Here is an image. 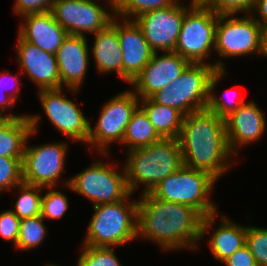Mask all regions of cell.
<instances>
[{"instance_id": "cell-17", "label": "cell", "mask_w": 267, "mask_h": 266, "mask_svg": "<svg viewBox=\"0 0 267 266\" xmlns=\"http://www.w3.org/2000/svg\"><path fill=\"white\" fill-rule=\"evenodd\" d=\"M89 50L85 36L68 34L64 39L56 53L61 88L79 92L90 65Z\"/></svg>"}, {"instance_id": "cell-13", "label": "cell", "mask_w": 267, "mask_h": 266, "mask_svg": "<svg viewBox=\"0 0 267 266\" xmlns=\"http://www.w3.org/2000/svg\"><path fill=\"white\" fill-rule=\"evenodd\" d=\"M99 1L54 0L51 12L68 34L82 36H86V33L95 34L104 29L114 17L112 0H105L110 7V13L100 5Z\"/></svg>"}, {"instance_id": "cell-10", "label": "cell", "mask_w": 267, "mask_h": 266, "mask_svg": "<svg viewBox=\"0 0 267 266\" xmlns=\"http://www.w3.org/2000/svg\"><path fill=\"white\" fill-rule=\"evenodd\" d=\"M139 97L133 90L118 93L101 107L100 115L93 128L89 123L88 145L109 156L107 150L114 142L122 143L127 124L139 107Z\"/></svg>"}, {"instance_id": "cell-14", "label": "cell", "mask_w": 267, "mask_h": 266, "mask_svg": "<svg viewBox=\"0 0 267 266\" xmlns=\"http://www.w3.org/2000/svg\"><path fill=\"white\" fill-rule=\"evenodd\" d=\"M64 87L38 90L44 114L59 132L72 141L88 143L90 120L85 117L71 98L65 96Z\"/></svg>"}, {"instance_id": "cell-8", "label": "cell", "mask_w": 267, "mask_h": 266, "mask_svg": "<svg viewBox=\"0 0 267 266\" xmlns=\"http://www.w3.org/2000/svg\"><path fill=\"white\" fill-rule=\"evenodd\" d=\"M31 132L28 135L22 159V179L24 183L40 187H56L65 170L68 144L65 142L28 145L31 136L37 133L39 114L28 115Z\"/></svg>"}, {"instance_id": "cell-5", "label": "cell", "mask_w": 267, "mask_h": 266, "mask_svg": "<svg viewBox=\"0 0 267 266\" xmlns=\"http://www.w3.org/2000/svg\"><path fill=\"white\" fill-rule=\"evenodd\" d=\"M218 14L198 1L184 16L183 24L174 51L190 63L212 65L215 70H226L224 62L206 60L215 48Z\"/></svg>"}, {"instance_id": "cell-42", "label": "cell", "mask_w": 267, "mask_h": 266, "mask_svg": "<svg viewBox=\"0 0 267 266\" xmlns=\"http://www.w3.org/2000/svg\"><path fill=\"white\" fill-rule=\"evenodd\" d=\"M5 119L6 117L0 113V123H2Z\"/></svg>"}, {"instance_id": "cell-36", "label": "cell", "mask_w": 267, "mask_h": 266, "mask_svg": "<svg viewBox=\"0 0 267 266\" xmlns=\"http://www.w3.org/2000/svg\"><path fill=\"white\" fill-rule=\"evenodd\" d=\"M54 0H16L13 12L19 17L52 10Z\"/></svg>"}, {"instance_id": "cell-28", "label": "cell", "mask_w": 267, "mask_h": 266, "mask_svg": "<svg viewBox=\"0 0 267 266\" xmlns=\"http://www.w3.org/2000/svg\"><path fill=\"white\" fill-rule=\"evenodd\" d=\"M45 219L41 215L20 219L18 241L15 248L23 251L39 247L47 235Z\"/></svg>"}, {"instance_id": "cell-16", "label": "cell", "mask_w": 267, "mask_h": 266, "mask_svg": "<svg viewBox=\"0 0 267 266\" xmlns=\"http://www.w3.org/2000/svg\"><path fill=\"white\" fill-rule=\"evenodd\" d=\"M17 37L16 61L28 79L39 86L38 90L61 88L56 55Z\"/></svg>"}, {"instance_id": "cell-7", "label": "cell", "mask_w": 267, "mask_h": 266, "mask_svg": "<svg viewBox=\"0 0 267 266\" xmlns=\"http://www.w3.org/2000/svg\"><path fill=\"white\" fill-rule=\"evenodd\" d=\"M215 71L210 64L190 63L177 79L149 98L155 103L179 110L184 116L205 109L209 81Z\"/></svg>"}, {"instance_id": "cell-29", "label": "cell", "mask_w": 267, "mask_h": 266, "mask_svg": "<svg viewBox=\"0 0 267 266\" xmlns=\"http://www.w3.org/2000/svg\"><path fill=\"white\" fill-rule=\"evenodd\" d=\"M177 0H112L114 16L132 20L144 12L164 8Z\"/></svg>"}, {"instance_id": "cell-32", "label": "cell", "mask_w": 267, "mask_h": 266, "mask_svg": "<svg viewBox=\"0 0 267 266\" xmlns=\"http://www.w3.org/2000/svg\"><path fill=\"white\" fill-rule=\"evenodd\" d=\"M22 159L0 157V192L13 190L23 182L22 179Z\"/></svg>"}, {"instance_id": "cell-20", "label": "cell", "mask_w": 267, "mask_h": 266, "mask_svg": "<svg viewBox=\"0 0 267 266\" xmlns=\"http://www.w3.org/2000/svg\"><path fill=\"white\" fill-rule=\"evenodd\" d=\"M18 35L39 49L56 55L68 32L55 20L51 11L21 16Z\"/></svg>"}, {"instance_id": "cell-3", "label": "cell", "mask_w": 267, "mask_h": 266, "mask_svg": "<svg viewBox=\"0 0 267 266\" xmlns=\"http://www.w3.org/2000/svg\"><path fill=\"white\" fill-rule=\"evenodd\" d=\"M126 156L123 166L131 194L142 184V194L150 193L159 182L184 165L176 138H163L149 146L127 150Z\"/></svg>"}, {"instance_id": "cell-23", "label": "cell", "mask_w": 267, "mask_h": 266, "mask_svg": "<svg viewBox=\"0 0 267 266\" xmlns=\"http://www.w3.org/2000/svg\"><path fill=\"white\" fill-rule=\"evenodd\" d=\"M31 123L27 114L0 123V157L23 158Z\"/></svg>"}, {"instance_id": "cell-9", "label": "cell", "mask_w": 267, "mask_h": 266, "mask_svg": "<svg viewBox=\"0 0 267 266\" xmlns=\"http://www.w3.org/2000/svg\"><path fill=\"white\" fill-rule=\"evenodd\" d=\"M116 167V168H115ZM117 166L96 160L89 167L64 181V186L93 202L99 204L115 203L125 200L130 194L124 166L118 172Z\"/></svg>"}, {"instance_id": "cell-31", "label": "cell", "mask_w": 267, "mask_h": 266, "mask_svg": "<svg viewBox=\"0 0 267 266\" xmlns=\"http://www.w3.org/2000/svg\"><path fill=\"white\" fill-rule=\"evenodd\" d=\"M55 187H45L48 190L42 196L41 216L44 219H61L69 209L67 195L54 189Z\"/></svg>"}, {"instance_id": "cell-43", "label": "cell", "mask_w": 267, "mask_h": 266, "mask_svg": "<svg viewBox=\"0 0 267 266\" xmlns=\"http://www.w3.org/2000/svg\"><path fill=\"white\" fill-rule=\"evenodd\" d=\"M46 266H57L55 263L54 264H50L48 263ZM59 266V265H58Z\"/></svg>"}, {"instance_id": "cell-41", "label": "cell", "mask_w": 267, "mask_h": 266, "mask_svg": "<svg viewBox=\"0 0 267 266\" xmlns=\"http://www.w3.org/2000/svg\"><path fill=\"white\" fill-rule=\"evenodd\" d=\"M262 55L267 57V29L263 30Z\"/></svg>"}, {"instance_id": "cell-24", "label": "cell", "mask_w": 267, "mask_h": 266, "mask_svg": "<svg viewBox=\"0 0 267 266\" xmlns=\"http://www.w3.org/2000/svg\"><path fill=\"white\" fill-rule=\"evenodd\" d=\"M139 107L145 112L162 139H178L184 119V115L179 110L155 103L150 98L139 99Z\"/></svg>"}, {"instance_id": "cell-1", "label": "cell", "mask_w": 267, "mask_h": 266, "mask_svg": "<svg viewBox=\"0 0 267 266\" xmlns=\"http://www.w3.org/2000/svg\"><path fill=\"white\" fill-rule=\"evenodd\" d=\"M137 237L160 246L161 251L198 250V241L214 226L217 214L204 217L197 209L140 194Z\"/></svg>"}, {"instance_id": "cell-38", "label": "cell", "mask_w": 267, "mask_h": 266, "mask_svg": "<svg viewBox=\"0 0 267 266\" xmlns=\"http://www.w3.org/2000/svg\"><path fill=\"white\" fill-rule=\"evenodd\" d=\"M18 73H16L15 75H13V74H11V73H9L8 71H6V72H0V87L3 89V91L4 92H6L7 91V89L9 90V89H11V88H13V89H11V90H9L11 93H8V95L16 102L17 101V98L19 97V91H20V89H21V87L19 86V78H21L20 77V74H18ZM17 76V77H16ZM7 78V79H6ZM9 78V79H8ZM12 79V80H11ZM6 80V81H5ZM11 81V83H12V81H14L13 82V85L12 84H10V86H8L7 84L8 83H6L7 81L8 82H10ZM16 85V86H15ZM14 86V87H13ZM9 87V88H8ZM11 87V88H10ZM13 90V91H12Z\"/></svg>"}, {"instance_id": "cell-35", "label": "cell", "mask_w": 267, "mask_h": 266, "mask_svg": "<svg viewBox=\"0 0 267 266\" xmlns=\"http://www.w3.org/2000/svg\"><path fill=\"white\" fill-rule=\"evenodd\" d=\"M20 219L13 213L12 208L0 212V236L14 246L18 241Z\"/></svg>"}, {"instance_id": "cell-26", "label": "cell", "mask_w": 267, "mask_h": 266, "mask_svg": "<svg viewBox=\"0 0 267 266\" xmlns=\"http://www.w3.org/2000/svg\"><path fill=\"white\" fill-rule=\"evenodd\" d=\"M226 74V70H216L209 81V95H208V103H207V109L214 112L218 117L220 118H226L229 114H231L233 111H236L243 103H245V100L241 93L238 92L236 89H227L225 92L222 93V96L218 97V95H215V87L217 86L218 81H221L223 79L224 75ZM232 91V92H231ZM232 93V99L225 98L226 95L229 96ZM234 95V98H233Z\"/></svg>"}, {"instance_id": "cell-15", "label": "cell", "mask_w": 267, "mask_h": 266, "mask_svg": "<svg viewBox=\"0 0 267 266\" xmlns=\"http://www.w3.org/2000/svg\"><path fill=\"white\" fill-rule=\"evenodd\" d=\"M190 62L173 51L154 52L149 63L129 84L140 98H149L177 79Z\"/></svg>"}, {"instance_id": "cell-22", "label": "cell", "mask_w": 267, "mask_h": 266, "mask_svg": "<svg viewBox=\"0 0 267 266\" xmlns=\"http://www.w3.org/2000/svg\"><path fill=\"white\" fill-rule=\"evenodd\" d=\"M220 217V224L213 229L214 232L210 234L208 243L215 260L223 262L246 245L248 226L235 223L225 215Z\"/></svg>"}, {"instance_id": "cell-4", "label": "cell", "mask_w": 267, "mask_h": 266, "mask_svg": "<svg viewBox=\"0 0 267 266\" xmlns=\"http://www.w3.org/2000/svg\"><path fill=\"white\" fill-rule=\"evenodd\" d=\"M132 195L119 202L93 206L95 212L82 245L115 248L136 240L138 200H130Z\"/></svg>"}, {"instance_id": "cell-18", "label": "cell", "mask_w": 267, "mask_h": 266, "mask_svg": "<svg viewBox=\"0 0 267 266\" xmlns=\"http://www.w3.org/2000/svg\"><path fill=\"white\" fill-rule=\"evenodd\" d=\"M117 35L123 51L122 80L130 84L149 63L154 51L133 19H117Z\"/></svg>"}, {"instance_id": "cell-33", "label": "cell", "mask_w": 267, "mask_h": 266, "mask_svg": "<svg viewBox=\"0 0 267 266\" xmlns=\"http://www.w3.org/2000/svg\"><path fill=\"white\" fill-rule=\"evenodd\" d=\"M246 246L257 266H267V228L248 226Z\"/></svg>"}, {"instance_id": "cell-2", "label": "cell", "mask_w": 267, "mask_h": 266, "mask_svg": "<svg viewBox=\"0 0 267 266\" xmlns=\"http://www.w3.org/2000/svg\"><path fill=\"white\" fill-rule=\"evenodd\" d=\"M178 141L184 166L207 172L217 181L232 168L234 154L224 119L207 108L184 116Z\"/></svg>"}, {"instance_id": "cell-19", "label": "cell", "mask_w": 267, "mask_h": 266, "mask_svg": "<svg viewBox=\"0 0 267 266\" xmlns=\"http://www.w3.org/2000/svg\"><path fill=\"white\" fill-rule=\"evenodd\" d=\"M224 122L228 144L234 155L239 148L260 139L266 129V118L254 101L243 103L224 118Z\"/></svg>"}, {"instance_id": "cell-25", "label": "cell", "mask_w": 267, "mask_h": 266, "mask_svg": "<svg viewBox=\"0 0 267 266\" xmlns=\"http://www.w3.org/2000/svg\"><path fill=\"white\" fill-rule=\"evenodd\" d=\"M161 139L162 138L156 132L145 112L138 107L127 124L121 144L126 146L125 148L127 151V149L132 150L139 147L149 146Z\"/></svg>"}, {"instance_id": "cell-11", "label": "cell", "mask_w": 267, "mask_h": 266, "mask_svg": "<svg viewBox=\"0 0 267 266\" xmlns=\"http://www.w3.org/2000/svg\"><path fill=\"white\" fill-rule=\"evenodd\" d=\"M234 16V17H233ZM263 29L252 14H218L215 48L219 58L260 54L262 56Z\"/></svg>"}, {"instance_id": "cell-12", "label": "cell", "mask_w": 267, "mask_h": 266, "mask_svg": "<svg viewBox=\"0 0 267 266\" xmlns=\"http://www.w3.org/2000/svg\"><path fill=\"white\" fill-rule=\"evenodd\" d=\"M177 0L174 4L142 13L133 20L154 52L174 51L185 14L198 2L191 0L189 7Z\"/></svg>"}, {"instance_id": "cell-40", "label": "cell", "mask_w": 267, "mask_h": 266, "mask_svg": "<svg viewBox=\"0 0 267 266\" xmlns=\"http://www.w3.org/2000/svg\"><path fill=\"white\" fill-rule=\"evenodd\" d=\"M4 94H3V93ZM0 113L6 117V118H15V117H21L23 115H18V114H5V109L10 111L13 109V107L15 106V101L8 95L5 94V92L3 91V89L0 87Z\"/></svg>"}, {"instance_id": "cell-37", "label": "cell", "mask_w": 267, "mask_h": 266, "mask_svg": "<svg viewBox=\"0 0 267 266\" xmlns=\"http://www.w3.org/2000/svg\"><path fill=\"white\" fill-rule=\"evenodd\" d=\"M222 263L226 264V266H257L253 255L246 245L235 251Z\"/></svg>"}, {"instance_id": "cell-21", "label": "cell", "mask_w": 267, "mask_h": 266, "mask_svg": "<svg viewBox=\"0 0 267 266\" xmlns=\"http://www.w3.org/2000/svg\"><path fill=\"white\" fill-rule=\"evenodd\" d=\"M94 35L93 46L89 49L95 68L102 74L115 72L122 79L123 51L117 35V17L114 16L104 29Z\"/></svg>"}, {"instance_id": "cell-39", "label": "cell", "mask_w": 267, "mask_h": 266, "mask_svg": "<svg viewBox=\"0 0 267 266\" xmlns=\"http://www.w3.org/2000/svg\"><path fill=\"white\" fill-rule=\"evenodd\" d=\"M250 14L263 30L267 29V0H255Z\"/></svg>"}, {"instance_id": "cell-30", "label": "cell", "mask_w": 267, "mask_h": 266, "mask_svg": "<svg viewBox=\"0 0 267 266\" xmlns=\"http://www.w3.org/2000/svg\"><path fill=\"white\" fill-rule=\"evenodd\" d=\"M81 246L76 266H122L114 247Z\"/></svg>"}, {"instance_id": "cell-6", "label": "cell", "mask_w": 267, "mask_h": 266, "mask_svg": "<svg viewBox=\"0 0 267 266\" xmlns=\"http://www.w3.org/2000/svg\"><path fill=\"white\" fill-rule=\"evenodd\" d=\"M216 181L207 172L183 165L159 182L150 194L159 200L191 206L206 217L218 213L216 204L209 197Z\"/></svg>"}, {"instance_id": "cell-34", "label": "cell", "mask_w": 267, "mask_h": 266, "mask_svg": "<svg viewBox=\"0 0 267 266\" xmlns=\"http://www.w3.org/2000/svg\"><path fill=\"white\" fill-rule=\"evenodd\" d=\"M255 0H202V2L217 14H249Z\"/></svg>"}, {"instance_id": "cell-27", "label": "cell", "mask_w": 267, "mask_h": 266, "mask_svg": "<svg viewBox=\"0 0 267 266\" xmlns=\"http://www.w3.org/2000/svg\"><path fill=\"white\" fill-rule=\"evenodd\" d=\"M14 189L18 190V192L20 191V195H18V200L14 206L15 210L12 209L13 213L19 219L41 215L43 187L22 182Z\"/></svg>"}]
</instances>
